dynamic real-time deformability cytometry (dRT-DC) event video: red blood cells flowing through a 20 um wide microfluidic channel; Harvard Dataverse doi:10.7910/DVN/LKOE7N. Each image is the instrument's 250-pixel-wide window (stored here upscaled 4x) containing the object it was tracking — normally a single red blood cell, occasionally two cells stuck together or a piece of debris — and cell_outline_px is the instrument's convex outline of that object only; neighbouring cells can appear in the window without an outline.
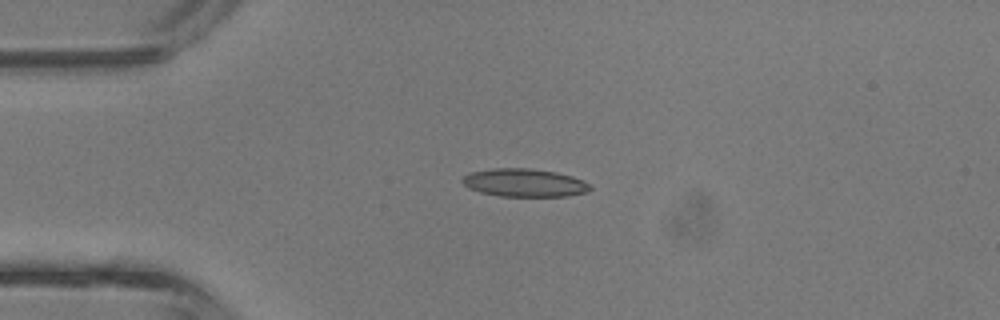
{"species": "common noctule bat (a hibernating species)", "species_latin": "Nyctalus noctula", "temperature_condition": "room temperature", "stored_images_in_passage": 3, "camera_frame_rate_fps": 3000, "um_per_image_px": 0.085, "animal": {"sex": "male", "body_mass_g": 13.3}, "frame": {"image": 1, "passage_image": 1, "time_ms": 0.0, "image_size_px": [1000, 320], "cell_outline_px": [[592, 188], [588, 192], [568, 196], [500, 196], [480, 192], [468, 188], [460, 180], [468, 172], [492, 168], [528, 168], [556, 172], [572, 176], [584, 180]], "centroid_in_image_um": [44.56, 15.53], "position_along_channel_um": 40.4, "area_um2": 21.04}}
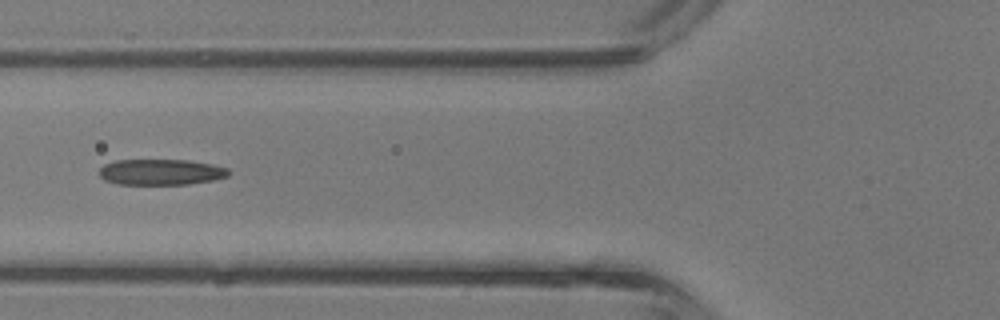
{"frame": {"image": 2, "passage_image": 3, "time_ms": 0.667, "image_size_px": [1000, 320], "cell_outline_px": [[228, 176], [212, 180], [188, 184], [116, 184], [104, 180], [100, 176], [100, 168], [104, 164], [116, 160], [188, 160], [212, 164], [228, 168]], "centroid_in_image_um": [13.65, 14.62], "position_along_channel_um": 112.1, "area_um2": 19.42}}